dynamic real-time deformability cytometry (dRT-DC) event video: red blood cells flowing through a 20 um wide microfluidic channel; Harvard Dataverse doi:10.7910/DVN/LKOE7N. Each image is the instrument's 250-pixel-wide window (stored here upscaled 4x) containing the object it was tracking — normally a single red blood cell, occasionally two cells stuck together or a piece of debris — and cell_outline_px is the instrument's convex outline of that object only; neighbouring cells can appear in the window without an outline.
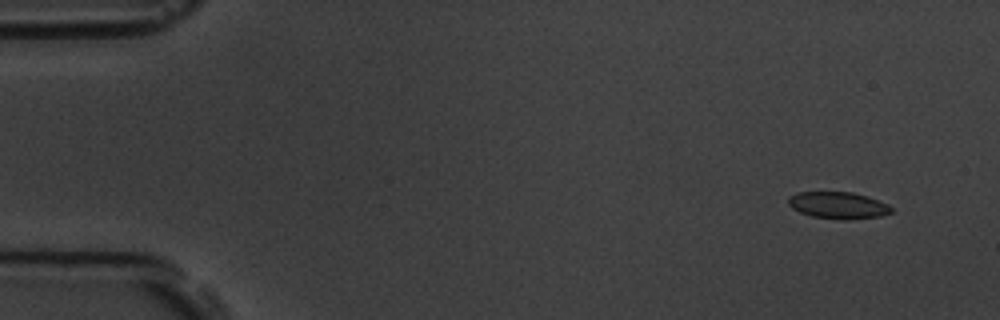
{"species": "common noctule bat (a hibernating species)", "species_latin": "Nyctalus noctula", "temperature_condition": "room temperature", "stored_images_in_passage": 7, "camera_frame_rate_fps": 3000, "um_per_image_px": 0.085, "animal": {"sex": "male", "body_mass_g": 19.5, "forearm_length_mm": 54.6}, "frame": {"image": 1, "passage_image": 1, "time_ms": 0.0, "image_size_px": [1000, 320], "cell_outline_px": [[892, 212], [880, 216], [844, 220], [812, 216], [800, 212], [792, 208], [788, 204], [788, 196], [796, 192], [852, 192], [868, 196], [888, 204], [892, 208]], "centroid_in_image_um": [71.23, 17.44], "position_along_channel_um": 13.8, "area_um2": 16.13}}
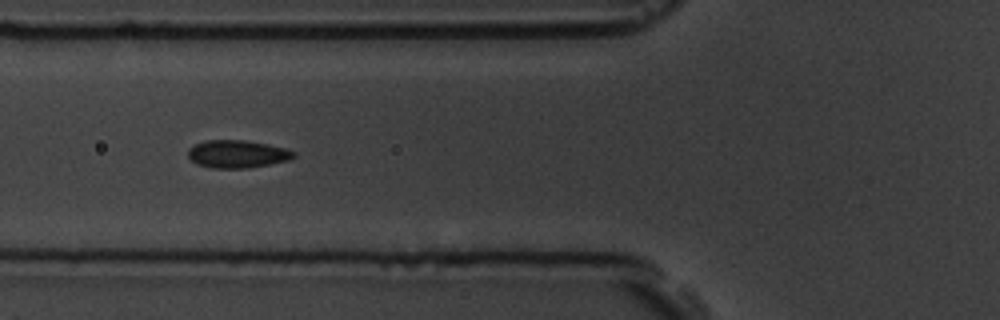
{"frame": {"image": 2, "passage_image": 6, "time_ms": 5.667, "image_size_px": [1000, 320], "cell_outline_px": [[296, 156], [288, 160], [248, 168], [212, 168], [196, 164], [188, 156], [188, 148], [204, 140], [244, 140], [268, 144], [288, 148], [296, 152]], "centroid_in_image_um": [20.18, 13.08], "position_along_channel_um": 105.6, "area_um2": 17.17}}
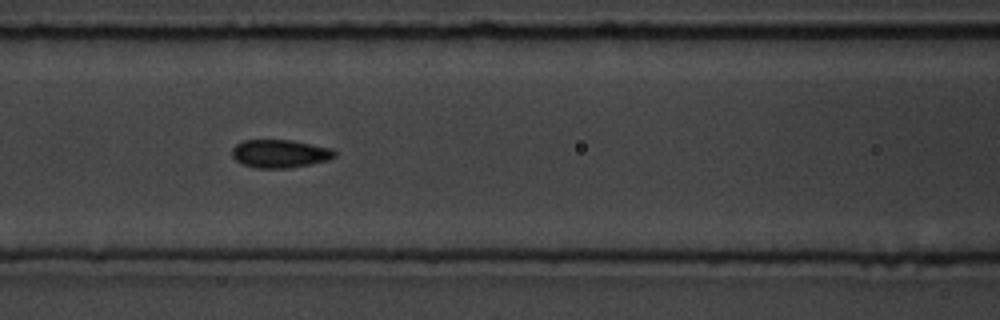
{"frame": {"image": 3, "passage_image": 7, "time_ms": 6.667, "image_size_px": [1000, 320], "cell_outline_px": [[336, 156], [328, 160], [288, 168], [256, 168], [244, 164], [236, 160], [232, 156], [232, 148], [236, 144], [244, 140], [292, 140], [332, 148], [336, 152]], "centroid_in_image_um": [23.8, 13.05], "position_along_channel_um": 142.8, "area_um2": 16.76}}